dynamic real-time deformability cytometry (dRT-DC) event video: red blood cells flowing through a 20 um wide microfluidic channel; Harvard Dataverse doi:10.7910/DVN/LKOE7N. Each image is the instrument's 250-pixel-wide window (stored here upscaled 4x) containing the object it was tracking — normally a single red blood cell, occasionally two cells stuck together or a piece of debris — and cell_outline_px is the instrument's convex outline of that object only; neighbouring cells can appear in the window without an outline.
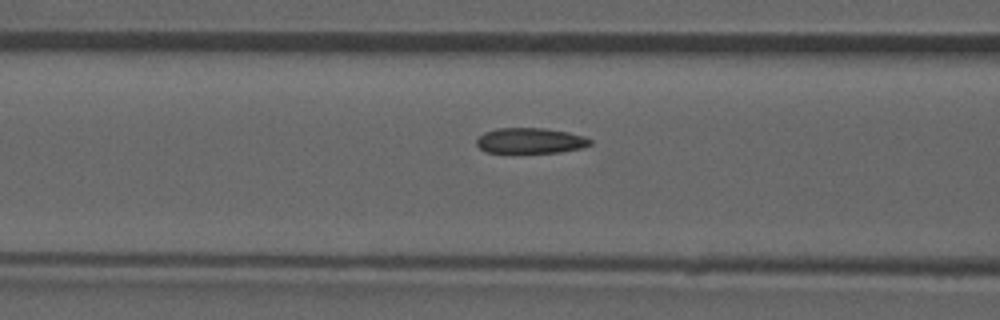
{"species": "common noctule bat (a hibernating species)", "species_latin": "Nyctalus noctula", "temperature_condition": "room temperature", "stored_images_in_passage": 47, "camera_frame_rate_fps": 3000, "um_per_image_px": 0.085, "animal": {"sex": "male", "forearm_length_mm": 52.5}, "frame": {"image": 1, "passage_image": 21, "time_ms": 6.667, "image_size_px": [1000, 320], "cell_outline_px": [[592, 144], [584, 148], [560, 152], [484, 152], [476, 144], [476, 140], [484, 132], [496, 128], [544, 128], [568, 132], [584, 136], [592, 140]], "centroid_in_image_um": [45.1, 11.95], "position_along_channel_um": 121.5, "area_um2": 16.94}, "authors_computed_cell_mechanics": {"area_um2": 17.6868, "velocity_mm_per_s": 3.9338, "shape_relaxation_time_tau1_ms": 9.1753, "shape_relaxation_time_tau2_ms": 2.3902, "deformation_change_tau1": 0.1655, "deformation_change_tau2": 0.0742}}